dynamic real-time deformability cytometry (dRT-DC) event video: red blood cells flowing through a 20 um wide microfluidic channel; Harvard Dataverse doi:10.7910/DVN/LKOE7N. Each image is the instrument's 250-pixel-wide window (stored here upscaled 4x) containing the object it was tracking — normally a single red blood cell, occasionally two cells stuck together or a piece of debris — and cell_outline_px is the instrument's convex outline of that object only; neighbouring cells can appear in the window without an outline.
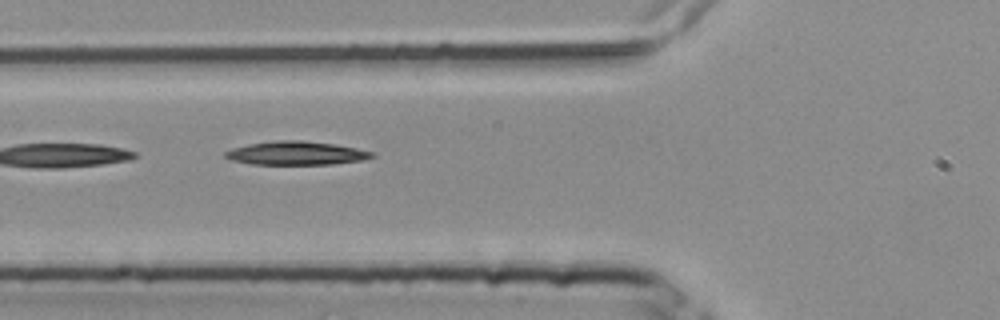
{"species": "common noctule bat (a hibernating species)", "species_latin": "Nyctalus noctula", "temperature_condition": "room temperature", "stored_images_in_passage": 6, "camera_frame_rate_fps": 3000, "um_per_image_px": 0.085, "animal": {"sex": "female", "body_mass_g": 25.1}, "frame": {"image": 1, "passage_image": 5, "time_ms": 1.333, "image_size_px": [1000, 320], "cell_outline_px": [[376, 156], [364, 160], [332, 164], [252, 164], [232, 160], [224, 156], [224, 152], [232, 148], [248, 144], [276, 140], [300, 140], [332, 144], [356, 148], [376, 152]], "centroid_in_image_um": [25.2, 13.02], "position_along_channel_um": 100.6, "area_um2": 20.11}}
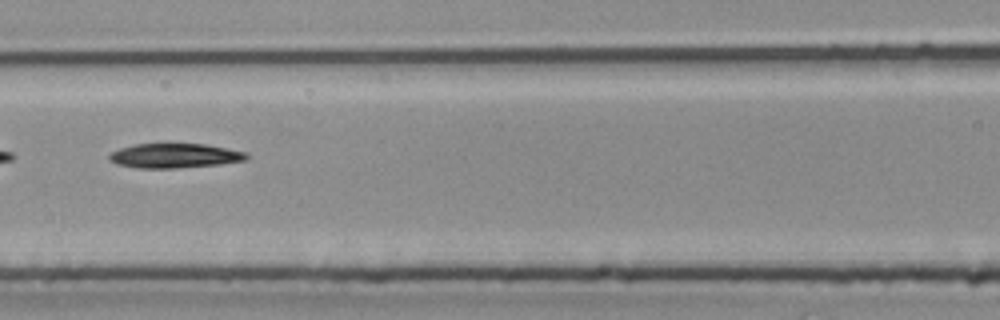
{"frame": {"image": 2, "passage_image": 6, "time_ms": 1.667, "image_size_px": [1000, 320], "cell_outline_px": [[248, 160], [220, 164], [172, 168], [136, 168], [116, 164], [108, 160], [108, 152], [120, 148], [136, 144], [204, 144], [228, 148], [248, 152]], "centroid_in_image_um": [14.83, 13.23], "position_along_channel_um": 151.8, "area_um2": 19.77}}